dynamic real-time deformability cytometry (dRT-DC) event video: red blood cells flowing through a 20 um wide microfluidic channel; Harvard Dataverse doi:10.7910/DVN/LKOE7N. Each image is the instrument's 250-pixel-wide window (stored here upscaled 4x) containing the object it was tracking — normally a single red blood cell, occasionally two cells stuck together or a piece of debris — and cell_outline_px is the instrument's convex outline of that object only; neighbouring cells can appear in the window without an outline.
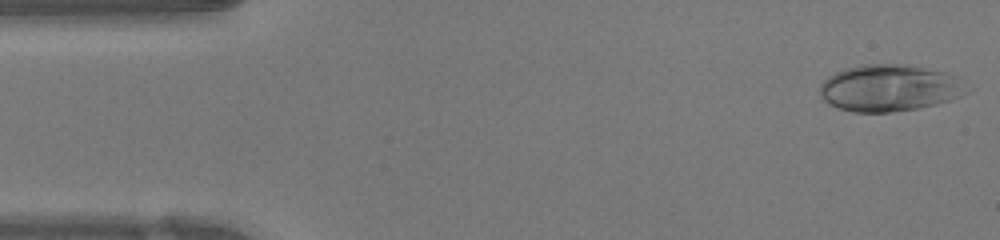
{"species": "human", "species_latin": "Homo sapiens", "temperature_condition": "warm", "stored_images_in_passage": 46, "camera_frame_rate_fps": 3000, "um_per_image_px": 0.085, "donor": {"sex": "female"}, "frame": {"image": 1, "passage_image": 1, "time_ms": 0.0, "image_size_px": [1000, 240], "cell_outline_px": [[972, 88], [968, 92], [960, 96], [936, 104], [916, 108], [888, 112], [852, 112], [836, 108], [828, 104], [820, 96], [820, 84], [828, 76], [844, 68], [860, 64], [900, 64], [924, 68], [956, 76]], "centroid_in_image_um": [75.57, 7.48], "position_along_channel_um": 9.4, "area_um2": 40.06}}
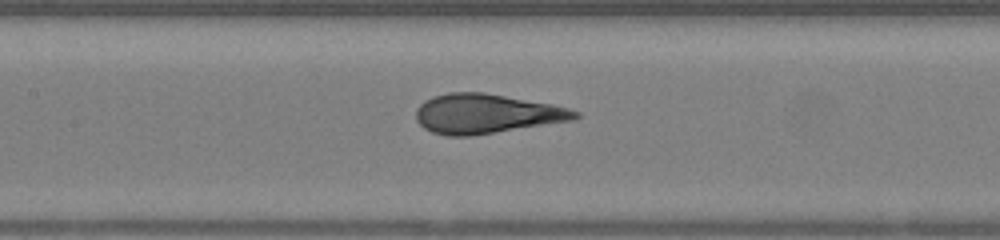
{"frame": {"image": 2, "passage_image": 20, "time_ms": 6.333, "image_size_px": [1000, 240], "cell_outline_px": [[580, 116], [576, 120], [468, 136], [448, 136], [432, 132], [424, 128], [416, 120], [416, 108], [424, 100], [432, 96], [448, 92], [484, 92], [552, 104], [568, 108], [580, 112]], "centroid_in_image_um": [41.33, 9.66], "position_along_channel_um": 166.1, "area_um2": 36.7}}
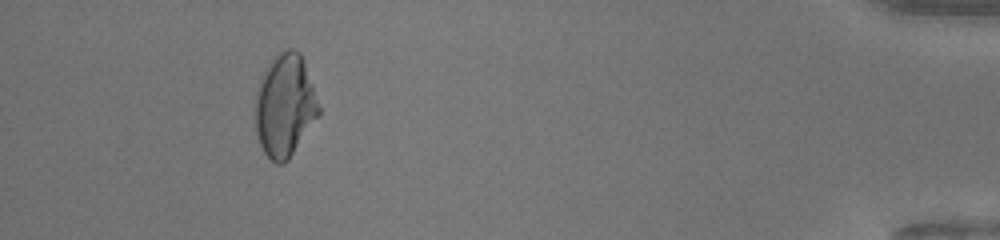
{"frame": {"image": 3, "passage_image": 42, "time_ms": 13.667, "image_size_px": [1000, 240], "cell_outline_px": [[320, 116], [288, 160], [284, 164], [276, 164], [264, 152], [256, 136], [256, 92], [260, 80], [268, 64], [280, 52], [288, 48], [292, 48], [300, 52], [312, 84], [320, 108]], "centroid_in_image_um": [24.23, 9.01], "position_along_channel_um": 411.0, "area_um2": 37.8}, "authors_computed_cell_mechanics": {"area_um2": 36.703, "velocity_mm_per_s": 4.304, "shape_relaxation_time_tau1_ms": 7.3808, "shape_relaxation_time_tau2_ms": null, "deformation_change_tau1": 0.2846, "deformation_change_tau2": null}}